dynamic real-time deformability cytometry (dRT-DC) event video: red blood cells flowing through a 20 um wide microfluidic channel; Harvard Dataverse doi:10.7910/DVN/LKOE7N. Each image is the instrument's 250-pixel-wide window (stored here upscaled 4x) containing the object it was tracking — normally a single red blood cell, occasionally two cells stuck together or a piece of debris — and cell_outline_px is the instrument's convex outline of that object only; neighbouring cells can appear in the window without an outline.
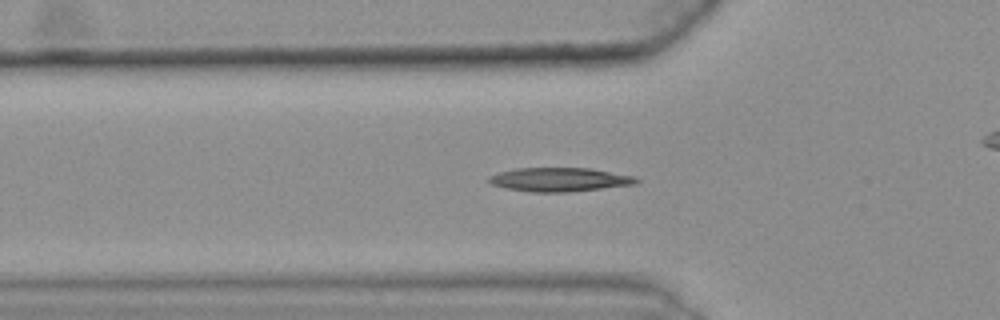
{"species": "common noctule bat (a hibernating species)", "species_latin": "Nyctalus noctula", "temperature_condition": "warm", "stored_images_in_passage": 48, "camera_frame_rate_fps": 3000, "um_per_image_px": 0.085, "animal": {"sex": "female", "body_mass_g": 25.1}, "frame": {"image": 1, "passage_image": 18, "time_ms": 5.667, "image_size_px": [1000, 320], "cell_outline_px": [[640, 180], [636, 184], [568, 192], [528, 192], [504, 188], [492, 184], [484, 180], [488, 176], [500, 172], [516, 168], [588, 168], [636, 176]], "centroid_in_image_um": [47.52, 15.26], "position_along_channel_um": 78.3, "area_um2": 20.63}}
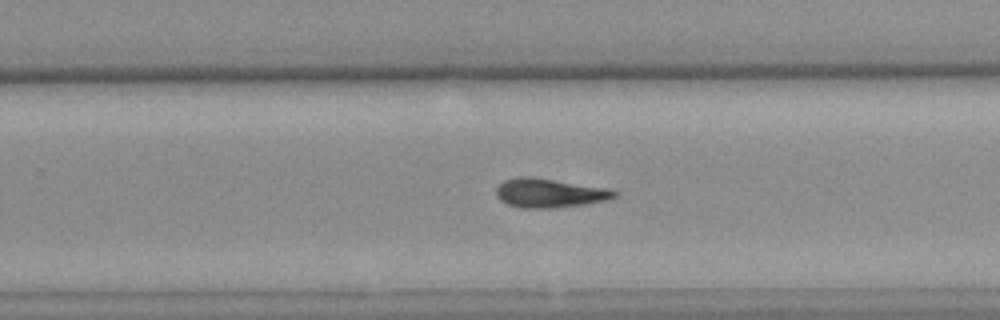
{"frame": {"image": 2, "passage_image": 35, "time_ms": 11.333, "image_size_px": [1000, 320], "cell_outline_px": [[616, 196], [608, 200], [584, 204], [552, 208], [520, 208], [508, 204], [500, 200], [496, 196], [496, 188], [504, 180], [520, 176], [528, 176], [608, 188], [616, 192]], "centroid_in_image_um": [46.67, 16.41], "position_along_channel_um": 283.1, "area_um2": 19.88}}
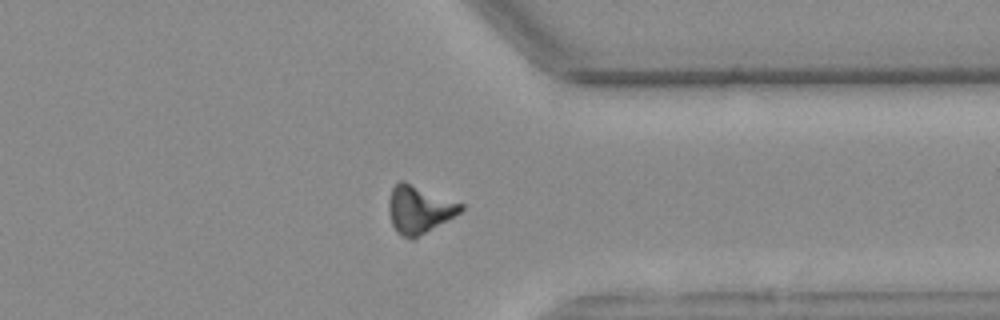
{"frame": {"image": 3, "passage_image": 43, "time_ms": 14.0, "image_size_px": [1000, 320], "cell_outline_px": [[464, 208], [460, 212], [412, 240], [400, 236], [396, 232], [392, 224], [388, 212], [388, 200], [392, 188], [400, 180], [404, 180], [464, 204]], "centroid_in_image_um": [35.59, 17.79], "position_along_channel_um": 375.8, "area_um2": 20.06}}